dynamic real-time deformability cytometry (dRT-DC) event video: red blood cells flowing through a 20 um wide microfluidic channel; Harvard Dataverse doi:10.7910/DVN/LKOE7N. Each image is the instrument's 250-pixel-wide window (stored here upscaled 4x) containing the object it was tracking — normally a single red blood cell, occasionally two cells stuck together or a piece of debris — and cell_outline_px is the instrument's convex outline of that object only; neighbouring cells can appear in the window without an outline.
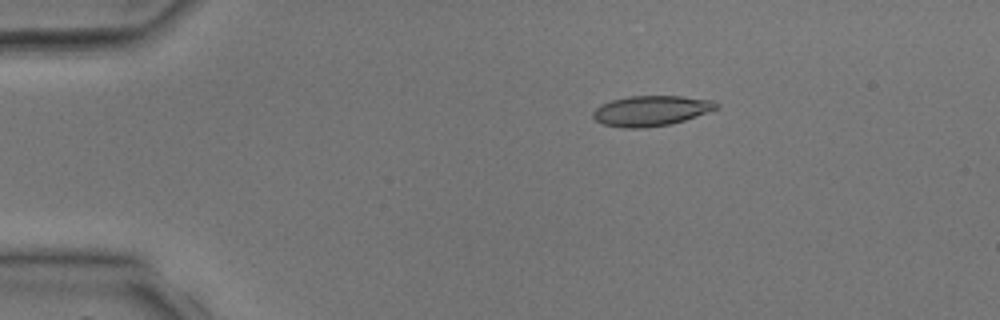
{"species": "common noctule bat (a hibernating species)", "species_latin": "Nyctalus noctula", "temperature_condition": "room temperature", "stored_images_in_passage": 4, "camera_frame_rate_fps": 3000, "um_per_image_px": 0.085, "animal": {"sex": "male", "body_mass_g": 17.9, "forearm_length_mm": 54.2}, "frame": {"image": 1, "passage_image": 3, "time_ms": 2.333, "image_size_px": [1000, 320], "cell_outline_px": [[720, 108], [672, 124], [644, 128], [624, 128], [604, 124], [596, 120], [592, 116], [592, 112], [600, 104], [612, 100], [628, 96], [684, 96], [716, 100], [720, 104]], "centroid_in_image_um": [55.39, 9.4], "position_along_channel_um": 29.6, "area_um2": 22.02}}